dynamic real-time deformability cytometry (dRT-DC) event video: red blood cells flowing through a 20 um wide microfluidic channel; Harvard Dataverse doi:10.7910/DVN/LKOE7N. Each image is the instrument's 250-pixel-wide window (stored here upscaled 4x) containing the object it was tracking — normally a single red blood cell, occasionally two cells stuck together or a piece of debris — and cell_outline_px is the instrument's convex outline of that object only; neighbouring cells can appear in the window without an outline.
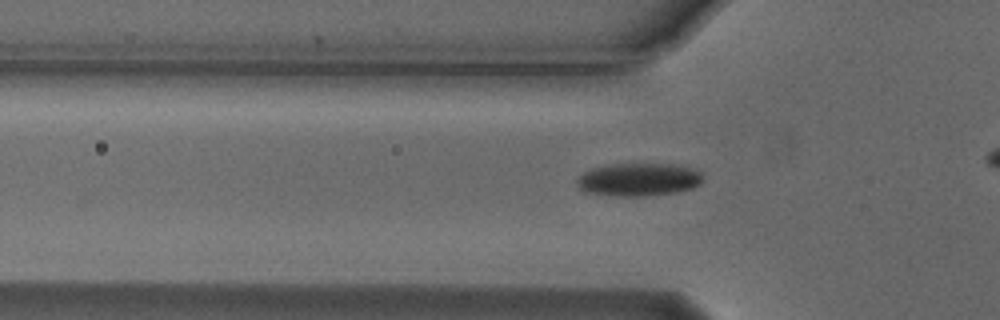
{"species": "Egyptian fruit bat (a non-hibernating species)", "species_latin": "Rousettus aegyptiacus", "temperature_condition": "cold", "stored_images_in_passage": 43, "camera_frame_rate_fps": 3000, "um_per_image_px": 0.085, "animal": {"sex": "male"}, "frame": {"image": 1, "passage_image": 11, "time_ms": 3.333, "image_size_px": [1000, 320], "cell_outline_px": [[704, 180], [700, 184], [692, 188], [676, 192], [644, 196], [616, 196], [588, 192], [580, 188], [576, 184], [576, 180], [584, 172], [592, 168], [604, 164], [672, 164], [692, 168], [700, 172]], "centroid_in_image_um": [54.29, 15.25], "position_along_channel_um": 71.5, "area_um2": 24.22}}
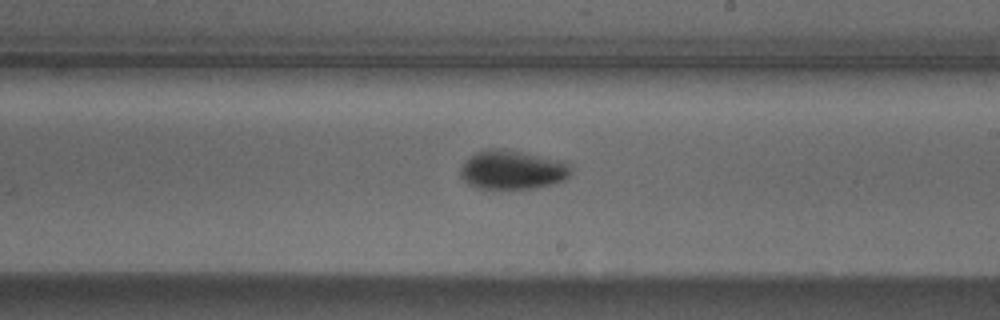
{"frame": {"image": 2, "passage_image": 25, "time_ms": 8.0, "image_size_px": [1000, 320], "cell_outline_px": [[572, 172], [564, 180], [552, 184], [536, 188], [476, 188], [468, 184], [460, 176], [460, 168], [476, 152], [488, 148], [500, 148], [520, 152], [556, 160], [568, 164]], "centroid_in_image_um": [43.52, 14.45], "position_along_channel_um": 245.5, "area_um2": 24.62}}
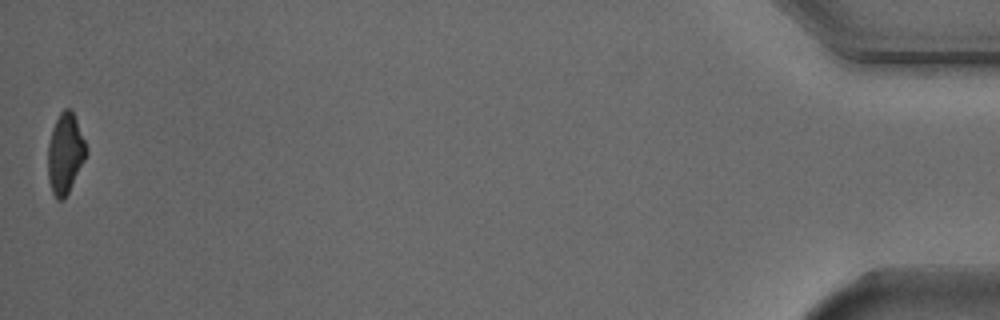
{"frame": {"image": 3, "passage_image": 43, "time_ms": 14.0, "image_size_px": [1000, 320], "cell_outline_px": [[88, 152], [68, 192], [60, 200], [56, 200], [52, 192], [48, 180], [48, 144], [52, 128], [60, 112], [64, 108], [68, 108], [72, 112], [76, 120], [88, 148]], "centroid_in_image_um": [5.53, 13.04], "position_along_channel_um": 429.7, "area_um2": 17.69}, "authors_computed_cell_mechanics": {"area_um2": 23.2356, "velocity_mm_per_s": 3.7218, "shape_relaxation_time_tau1_ms": 3.6123, "shape_relaxation_time_tau2_ms": 5.8463, "deformation_change_tau1": 0.1126, "deformation_change_tau2": 0.0874}}